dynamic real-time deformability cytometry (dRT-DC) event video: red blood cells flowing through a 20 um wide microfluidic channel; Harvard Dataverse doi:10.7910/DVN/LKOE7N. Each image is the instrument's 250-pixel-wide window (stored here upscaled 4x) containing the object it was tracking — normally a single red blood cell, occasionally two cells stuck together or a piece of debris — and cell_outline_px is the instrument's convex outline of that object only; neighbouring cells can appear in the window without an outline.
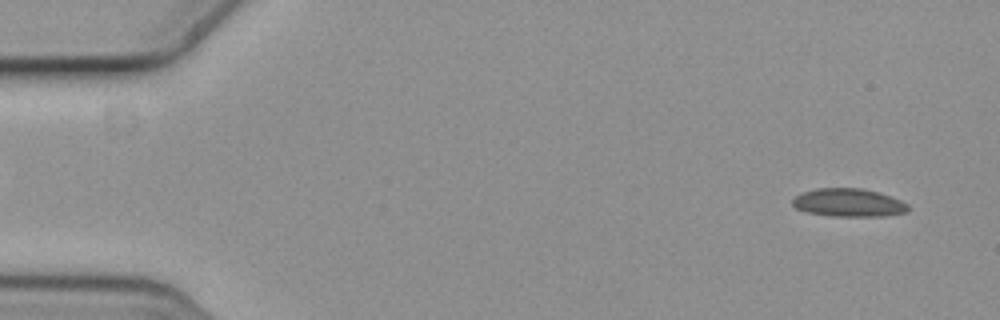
{"species": "common noctule bat (a hibernating species)", "species_latin": "Nyctalus noctula", "temperature_condition": "cold", "stored_images_in_passage": 2, "segment_of_instrument_passage": [2, 2], "camera_frame_rate_fps": 3000, "um_per_image_px": 0.085, "animal": {"sex": "female", "body_mass_g": 19.3, "forearm_length_mm": 54.1}, "frame": {"image": 1, "passage_image": 2, "time_ms": 0.333, "image_size_px": [1000, 320], "cell_outline_px": [[908, 212], [884, 216], [832, 216], [808, 212], [796, 208], [792, 204], [792, 200], [796, 196], [804, 192], [816, 188], [860, 188], [876, 192], [900, 200], [908, 204]], "centroid_in_image_um": [72.13, 17.23], "position_along_channel_um": 12.9, "area_um2": 18.73}}